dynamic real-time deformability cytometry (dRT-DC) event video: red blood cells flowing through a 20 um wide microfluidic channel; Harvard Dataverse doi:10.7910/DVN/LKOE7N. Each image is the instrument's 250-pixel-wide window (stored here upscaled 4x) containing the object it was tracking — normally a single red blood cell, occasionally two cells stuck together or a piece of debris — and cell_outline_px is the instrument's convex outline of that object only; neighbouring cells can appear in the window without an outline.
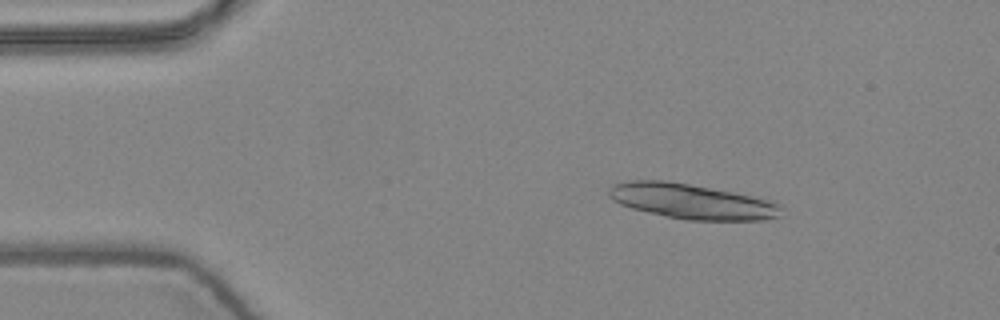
{"species": "common noctule bat (a hibernating species)", "species_latin": "Nyctalus noctula", "temperature_condition": "warm", "stored_images_in_passage": 6, "camera_frame_rate_fps": 3000, "um_per_image_px": 0.085, "animal": {"sex": "female", "body_mass_g": 24.6, "forearm_length_mm": 56.2}, "frame": {"image": 1, "passage_image": 3, "time_ms": 0.667, "image_size_px": [1000, 320], "cell_outline_px": [[780, 208], [776, 216], [764, 220], [684, 220], [648, 212], [632, 208], [620, 204], [612, 200], [608, 192], [616, 184], [628, 180], [664, 180], [688, 184], [776, 200], [780, 204]], "centroid_in_image_um": [58.81, 17.12], "position_along_channel_um": 26.2, "area_um2": 34.91}}